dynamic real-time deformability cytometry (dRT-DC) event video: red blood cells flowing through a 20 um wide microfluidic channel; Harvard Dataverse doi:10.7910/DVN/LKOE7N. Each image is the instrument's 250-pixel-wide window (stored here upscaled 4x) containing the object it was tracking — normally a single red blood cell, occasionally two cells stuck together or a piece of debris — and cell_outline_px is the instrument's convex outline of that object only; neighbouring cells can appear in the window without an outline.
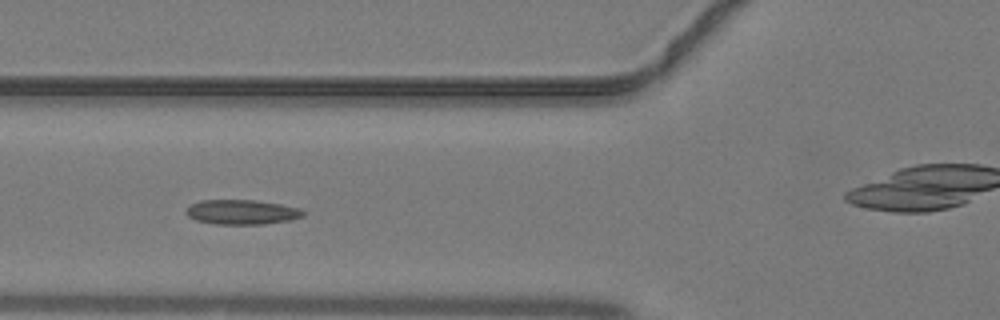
{"species": "common noctule bat (a hibernating species)", "species_latin": "Nyctalus noctula", "temperature_condition": "warm", "stored_images_in_passage": 33, "camera_frame_rate_fps": 3000, "um_per_image_px": 0.085, "animal": {"sex": "male", "body_mass_g": 19.2, "forearm_length_mm": 51.8}, "frame": {"image": 1, "passage_image": 5, "time_ms": 1.333, "image_size_px": [1000, 320], "cell_outline_px": [[304, 216], [288, 220], [264, 224], [216, 224], [196, 220], [188, 216], [184, 212], [192, 204], [200, 200], [256, 200], [280, 204], [300, 208], [304, 212]], "centroid_in_image_um": [20.55, 18.02], "position_along_channel_um": 105.3, "area_um2": 16.76}}
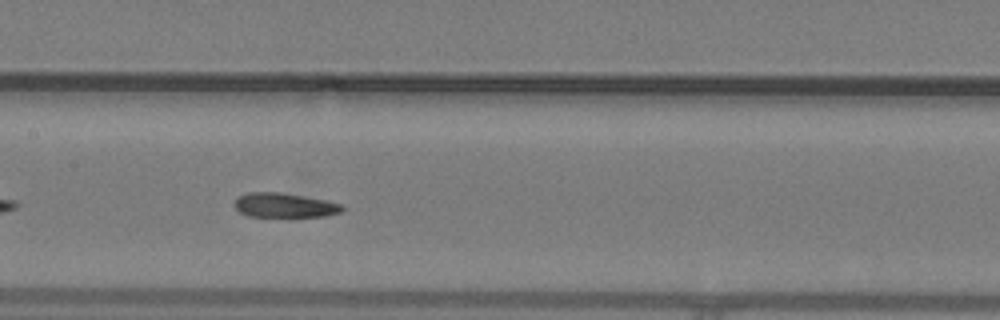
{"frame": {"image": 2, "passage_image": 10, "time_ms": 3.0, "image_size_px": [1000, 320], "cell_outline_px": [[344, 208], [340, 212], [324, 216], [248, 216], [240, 212], [232, 204], [240, 196], [248, 192], [280, 192], [304, 196], [344, 204]], "centroid_in_image_um": [24.17, 17.44], "position_along_channel_um": 183.2, "area_um2": 15.2}}
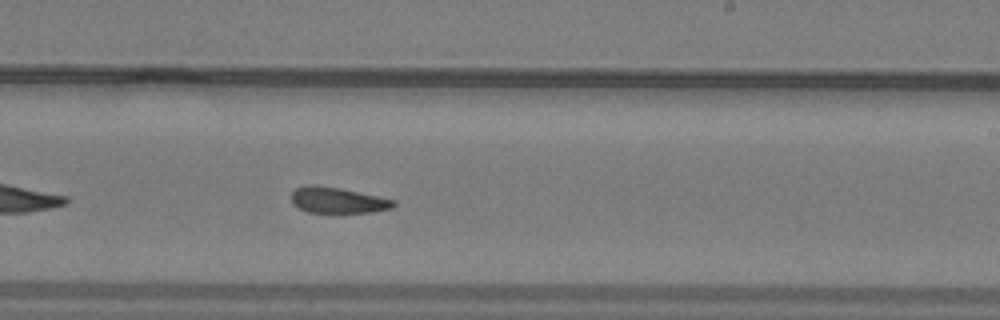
{"frame": {"image": 3, "passage_image": 15, "time_ms": 4.667, "image_size_px": [1000, 320], "cell_outline_px": [[396, 204], [392, 208], [372, 212], [308, 212], [292, 204], [292, 192], [296, 188], [308, 184], [316, 184], [340, 188], [396, 200]], "centroid_in_image_um": [28.7, 17.01], "position_along_channel_um": 260.3, "area_um2": 15.37}}